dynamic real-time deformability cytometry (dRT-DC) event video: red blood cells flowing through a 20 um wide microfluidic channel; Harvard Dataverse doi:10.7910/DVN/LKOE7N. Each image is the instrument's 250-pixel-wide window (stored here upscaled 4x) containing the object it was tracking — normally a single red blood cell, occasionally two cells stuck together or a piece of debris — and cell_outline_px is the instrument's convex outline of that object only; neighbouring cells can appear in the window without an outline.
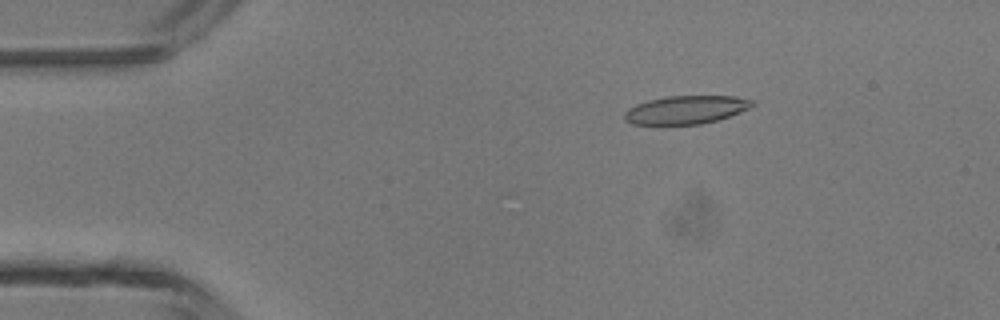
{"species": "common noctule bat (a hibernating species)", "species_latin": "Nyctalus noctula", "temperature_condition": "room temperature", "stored_images_in_passage": 5, "camera_frame_rate_fps": 3000, "um_per_image_px": 0.085, "animal": {"sex": "male", "body_mass_g": 13.3}, "frame": {"image": 1, "passage_image": 2, "time_ms": 1.333, "image_size_px": [1000, 320], "cell_outline_px": [[756, 104], [740, 112], [716, 120], [700, 124], [632, 124], [624, 120], [624, 112], [628, 108], [636, 104], [648, 100], [668, 96], [736, 96], [752, 100]], "centroid_in_image_um": [58.28, 9.32], "position_along_channel_um": 26.7, "area_um2": 20.92}}
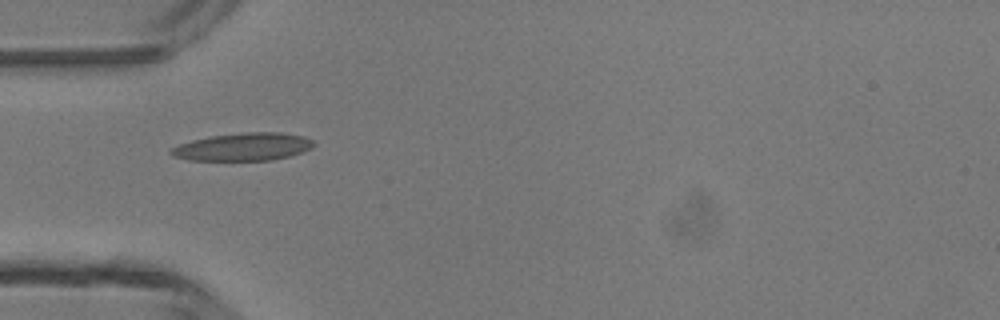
{"frame": {"image": 2, "passage_image": 4, "time_ms": 3.667, "image_size_px": [1000, 320], "cell_outline_px": [[316, 144], [312, 148], [288, 156], [272, 160], [188, 160], [172, 156], [168, 152], [172, 148], [180, 144], [192, 140], [212, 136], [244, 132], [280, 132], [304, 136], [312, 140]], "centroid_in_image_um": [20.67, 12.48], "position_along_channel_um": 64.3, "area_um2": 23.0}}
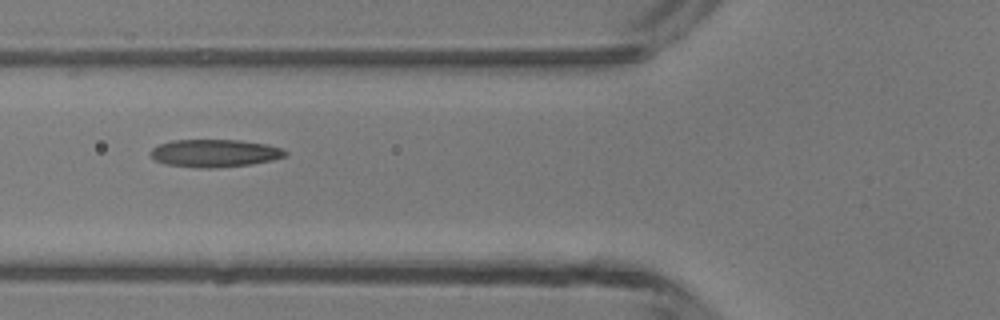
{"frame": {"image": 3, "passage_image": 5, "time_ms": 4.667, "image_size_px": [1000, 320], "cell_outline_px": [[288, 156], [272, 160], [252, 164], [216, 168], [208, 168], [168, 164], [156, 160], [152, 156], [152, 148], [160, 144], [172, 140], [240, 140], [268, 144], [280, 148], [288, 152]], "centroid_in_image_um": [18.33, 13.01], "position_along_channel_um": 107.5, "area_um2": 21.56}}